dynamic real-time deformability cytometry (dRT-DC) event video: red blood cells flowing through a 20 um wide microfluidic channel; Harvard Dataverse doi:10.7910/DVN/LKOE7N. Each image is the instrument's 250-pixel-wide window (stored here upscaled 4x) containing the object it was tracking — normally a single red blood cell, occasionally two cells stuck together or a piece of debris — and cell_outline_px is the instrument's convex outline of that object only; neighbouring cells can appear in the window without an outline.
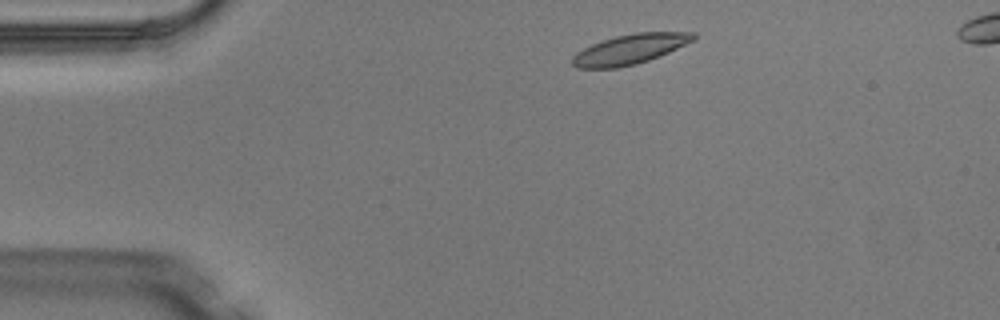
{"species": "Egyptian fruit bat (a non-hibernating species)", "species_latin": "Rousettus aegyptiacus", "temperature_condition": "warm", "stored_images_in_passage": 3, "camera_frame_rate_fps": 3000, "um_per_image_px": 0.085, "animal": {"sex": "male"}, "frame": {"image": 1, "passage_image": 1, "time_ms": 0.0, "image_size_px": [1000, 320], "cell_outline_px": [[696, 40], [660, 56], [636, 64], [616, 68], [576, 68], [572, 64], [572, 56], [576, 52], [592, 44], [616, 36], [636, 32], [696, 32]], "centroid_in_image_um": [53.57, 4.18], "position_along_channel_um": 31.4, "area_um2": 21.15}}